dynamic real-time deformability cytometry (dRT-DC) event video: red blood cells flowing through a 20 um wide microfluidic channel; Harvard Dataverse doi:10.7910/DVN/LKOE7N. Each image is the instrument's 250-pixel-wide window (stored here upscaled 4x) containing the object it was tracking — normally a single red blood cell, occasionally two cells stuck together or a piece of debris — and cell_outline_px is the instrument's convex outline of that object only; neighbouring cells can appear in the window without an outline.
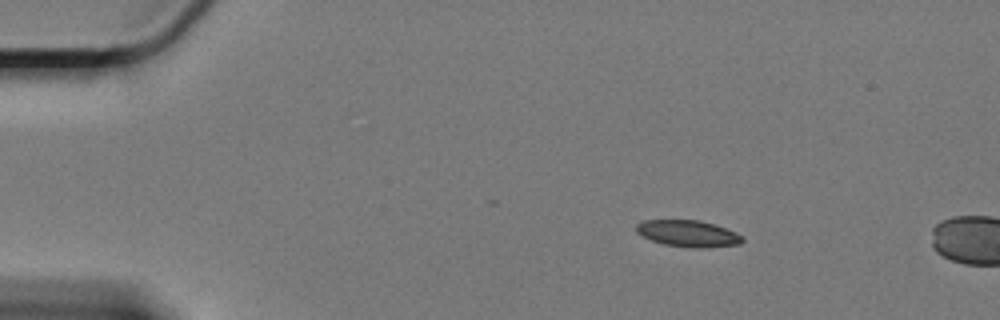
{"species": "Egyptian fruit bat (a non-hibernating species)", "species_latin": "Rousettus aegyptiacus", "temperature_condition": "cold", "stored_images_in_passage": 14, "camera_frame_rate_fps": 3000, "um_per_image_px": 0.085, "animal": {"sex": "female"}, "frame": {"image": 1, "passage_image": 10, "time_ms": 3.0, "image_size_px": [1000, 320], "cell_outline_px": [[744, 240], [740, 244], [696, 248], [692, 248], [664, 244], [640, 236], [636, 232], [636, 224], [644, 220], [700, 220], [716, 224], [736, 232]], "centroid_in_image_um": [58.46, 19.84], "position_along_channel_um": 26.5, "area_um2": 16.42}}